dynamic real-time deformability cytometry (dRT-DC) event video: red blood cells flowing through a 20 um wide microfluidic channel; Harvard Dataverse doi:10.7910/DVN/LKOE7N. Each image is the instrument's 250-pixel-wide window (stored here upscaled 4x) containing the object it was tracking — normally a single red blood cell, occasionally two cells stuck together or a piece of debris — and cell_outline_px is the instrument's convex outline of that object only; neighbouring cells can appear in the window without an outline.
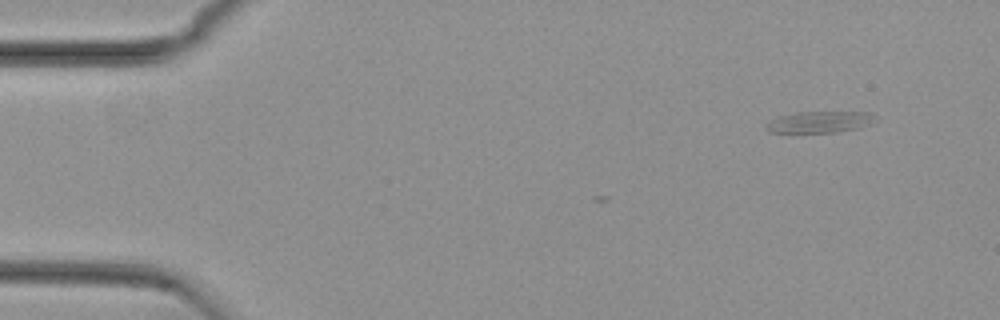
{"species": "common noctule bat (a hibernating species)", "species_latin": "Nyctalus noctula", "temperature_condition": "cold", "stored_images_in_passage": 7, "camera_frame_rate_fps": 3000, "um_per_image_px": 0.085, "animal": {"sex": "female", "body_mass_g": 29.2, "forearm_length_mm": 56.3}, "frame": {"image": 1, "passage_image": 1, "time_ms": 0.0, "image_size_px": [1000, 320], "cell_outline_px": [[872, 124], [860, 128], [836, 132], [768, 132], [764, 128], [764, 124], [768, 120], [780, 116], [796, 112], [868, 112], [872, 116]], "centroid_in_image_um": [69.58, 10.37], "position_along_channel_um": 15.4, "area_um2": 13.58}}